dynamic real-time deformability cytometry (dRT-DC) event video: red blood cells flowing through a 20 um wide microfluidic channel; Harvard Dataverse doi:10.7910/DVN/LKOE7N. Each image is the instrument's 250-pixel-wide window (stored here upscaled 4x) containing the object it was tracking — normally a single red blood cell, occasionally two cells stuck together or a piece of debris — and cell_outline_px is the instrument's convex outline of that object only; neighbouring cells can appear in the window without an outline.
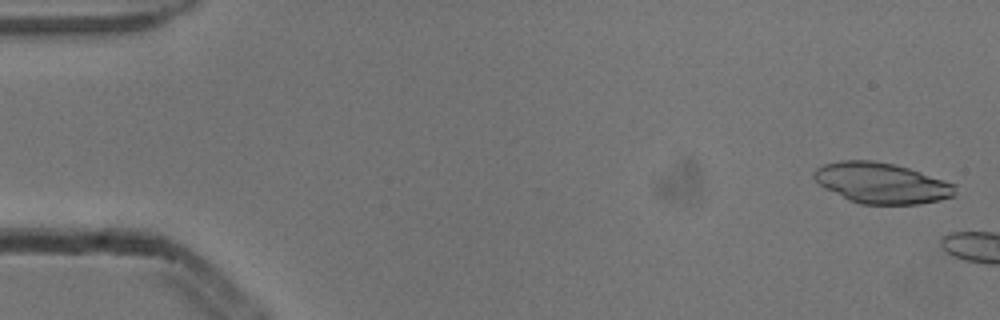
{"species": "common noctule bat (a hibernating species)", "species_latin": "Nyctalus noctula", "temperature_condition": "cold", "stored_images_in_passage": 6, "camera_frame_rate_fps": 3000, "um_per_image_px": 0.085, "animal": {"sex": "male", "body_mass_g": 13.3}, "frame": {"image": 1, "passage_image": 1, "time_ms": 0.0, "image_size_px": [1000, 320], "cell_outline_px": [[956, 196], [940, 200], [920, 204], [860, 204], [848, 200], [824, 188], [812, 176], [812, 172], [816, 168], [824, 164], [840, 160], [872, 160], [892, 164], [908, 168], [956, 184]], "centroid_in_image_um": [74.93, 15.57], "position_along_channel_um": 10.1, "area_um2": 33.58}}
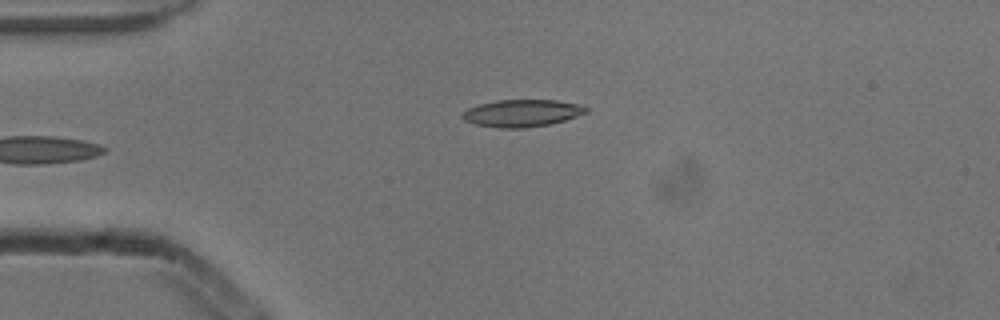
{"frame": {"image": 2, "passage_image": 6, "time_ms": 1.667, "image_size_px": [1000, 320], "cell_outline_px": [[588, 112], [564, 120], [548, 124], [524, 128], [500, 128], [476, 124], [464, 120], [460, 116], [468, 108], [480, 104], [496, 100], [556, 100], [580, 104], [588, 108]], "centroid_in_image_um": [44.37, 9.61], "position_along_channel_um": 40.6, "area_um2": 19.48}}